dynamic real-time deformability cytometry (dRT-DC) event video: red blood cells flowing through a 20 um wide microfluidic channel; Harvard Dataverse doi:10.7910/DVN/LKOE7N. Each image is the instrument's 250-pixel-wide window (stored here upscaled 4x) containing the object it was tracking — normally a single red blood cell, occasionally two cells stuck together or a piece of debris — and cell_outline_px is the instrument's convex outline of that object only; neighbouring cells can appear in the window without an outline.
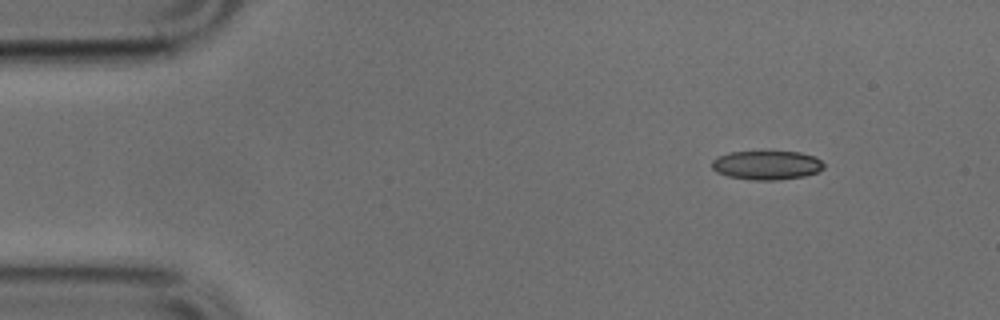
{"species": "common noctule bat (a hibernating species)", "species_latin": "Nyctalus noctula", "temperature_condition": "cold", "stored_images_in_passage": 10, "camera_frame_rate_fps": 3000, "um_per_image_px": 0.085, "animal": {"sex": "male", "body_mass_g": 17.9, "forearm_length_mm": 54.2}, "frame": {"image": 1, "passage_image": 1, "time_ms": 0.0, "image_size_px": [1000, 320], "cell_outline_px": [[824, 168], [816, 172], [804, 176], [776, 180], [752, 180], [728, 176], [716, 172], [712, 168], [712, 160], [716, 156], [728, 152], [800, 152], [816, 156], [824, 164]], "centroid_in_image_um": [65.15, 14.03], "position_along_channel_um": 19.8, "area_um2": 18.96}}
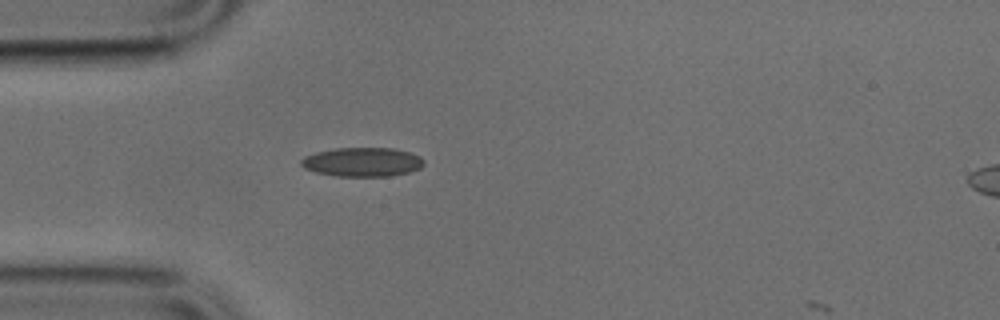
{"frame": {"image": 2, "passage_image": 9, "time_ms": 2.667, "image_size_px": [1000, 320], "cell_outline_px": [[424, 164], [420, 168], [408, 172], [388, 176], [336, 176], [316, 172], [304, 168], [300, 164], [300, 160], [304, 156], [316, 152], [336, 148], [392, 148], [408, 152], [420, 156], [424, 160]], "centroid_in_image_um": [30.78, 13.77], "position_along_channel_um": 54.2, "area_um2": 20.75}}